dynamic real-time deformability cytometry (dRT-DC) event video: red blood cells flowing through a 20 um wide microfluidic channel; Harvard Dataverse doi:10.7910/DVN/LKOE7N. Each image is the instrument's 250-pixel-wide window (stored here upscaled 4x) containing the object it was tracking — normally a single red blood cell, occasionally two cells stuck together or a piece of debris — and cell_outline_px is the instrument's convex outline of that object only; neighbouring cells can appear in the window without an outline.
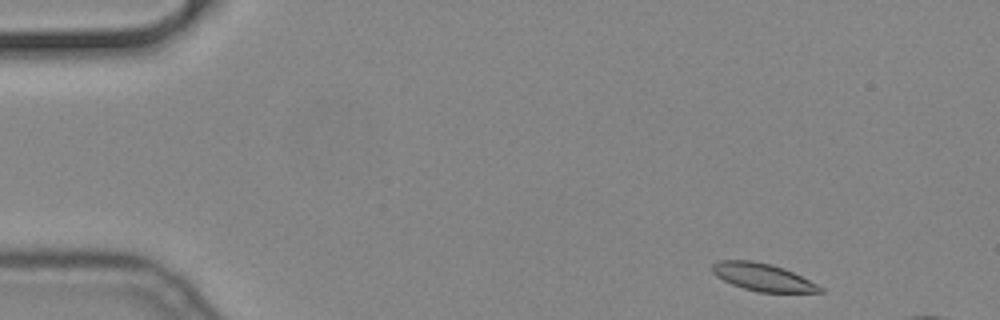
{"species": "common noctule bat (a hibernating species)", "species_latin": "Nyctalus noctula", "temperature_condition": "cold", "stored_images_in_passage": 11, "camera_frame_rate_fps": 3000, "um_per_image_px": 0.085, "animal": {"sex": "male", "body_mass_g": 19.2, "forearm_length_mm": 51.8}, "frame": {"image": 1, "passage_image": 2, "time_ms": 0.333, "image_size_px": [1000, 320], "cell_outline_px": [[824, 292], [760, 292], [744, 288], [732, 284], [716, 276], [712, 272], [712, 264], [720, 260], [752, 260], [772, 264], [784, 268], [824, 288]], "centroid_in_image_um": [64.81, 23.54], "position_along_channel_um": 20.2, "area_um2": 17.11}}